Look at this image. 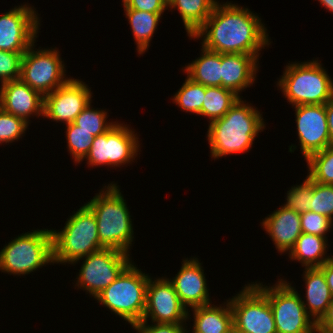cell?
Here are the masks:
<instances>
[{
	"instance_id": "obj_34",
	"label": "cell",
	"mask_w": 333,
	"mask_h": 333,
	"mask_svg": "<svg viewBox=\"0 0 333 333\" xmlns=\"http://www.w3.org/2000/svg\"><path fill=\"white\" fill-rule=\"evenodd\" d=\"M310 211L327 216L333 221V185L313 181Z\"/></svg>"
},
{
	"instance_id": "obj_32",
	"label": "cell",
	"mask_w": 333,
	"mask_h": 333,
	"mask_svg": "<svg viewBox=\"0 0 333 333\" xmlns=\"http://www.w3.org/2000/svg\"><path fill=\"white\" fill-rule=\"evenodd\" d=\"M285 207L299 214L310 211L311 200H313V180L307 175L306 179L299 185L292 186L286 193Z\"/></svg>"
},
{
	"instance_id": "obj_30",
	"label": "cell",
	"mask_w": 333,
	"mask_h": 333,
	"mask_svg": "<svg viewBox=\"0 0 333 333\" xmlns=\"http://www.w3.org/2000/svg\"><path fill=\"white\" fill-rule=\"evenodd\" d=\"M92 101L83 109V111L75 118L74 124L79 129L90 132L94 137L107 132L116 121L107 122L108 111L100 108H93Z\"/></svg>"
},
{
	"instance_id": "obj_41",
	"label": "cell",
	"mask_w": 333,
	"mask_h": 333,
	"mask_svg": "<svg viewBox=\"0 0 333 333\" xmlns=\"http://www.w3.org/2000/svg\"><path fill=\"white\" fill-rule=\"evenodd\" d=\"M325 276L326 283L330 288V292L333 296V257L326 261L321 267H319Z\"/></svg>"
},
{
	"instance_id": "obj_9",
	"label": "cell",
	"mask_w": 333,
	"mask_h": 333,
	"mask_svg": "<svg viewBox=\"0 0 333 333\" xmlns=\"http://www.w3.org/2000/svg\"><path fill=\"white\" fill-rule=\"evenodd\" d=\"M35 45L33 43L22 57L20 79L45 96L71 77L66 75V66L58 48L35 49Z\"/></svg>"
},
{
	"instance_id": "obj_20",
	"label": "cell",
	"mask_w": 333,
	"mask_h": 333,
	"mask_svg": "<svg viewBox=\"0 0 333 333\" xmlns=\"http://www.w3.org/2000/svg\"><path fill=\"white\" fill-rule=\"evenodd\" d=\"M118 122L107 131L108 166L111 168L124 167L134 162L141 152L140 141L136 131ZM132 161V162H131ZM124 165V166H123Z\"/></svg>"
},
{
	"instance_id": "obj_29",
	"label": "cell",
	"mask_w": 333,
	"mask_h": 333,
	"mask_svg": "<svg viewBox=\"0 0 333 333\" xmlns=\"http://www.w3.org/2000/svg\"><path fill=\"white\" fill-rule=\"evenodd\" d=\"M306 162L307 175L313 181L333 185V145L312 154Z\"/></svg>"
},
{
	"instance_id": "obj_15",
	"label": "cell",
	"mask_w": 333,
	"mask_h": 333,
	"mask_svg": "<svg viewBox=\"0 0 333 333\" xmlns=\"http://www.w3.org/2000/svg\"><path fill=\"white\" fill-rule=\"evenodd\" d=\"M294 109L298 145L307 160L312 154L331 145L325 104L297 105Z\"/></svg>"
},
{
	"instance_id": "obj_44",
	"label": "cell",
	"mask_w": 333,
	"mask_h": 333,
	"mask_svg": "<svg viewBox=\"0 0 333 333\" xmlns=\"http://www.w3.org/2000/svg\"><path fill=\"white\" fill-rule=\"evenodd\" d=\"M231 333H247V332L242 331V330L236 328V327L233 325V327H232V329H231Z\"/></svg>"
},
{
	"instance_id": "obj_3",
	"label": "cell",
	"mask_w": 333,
	"mask_h": 333,
	"mask_svg": "<svg viewBox=\"0 0 333 333\" xmlns=\"http://www.w3.org/2000/svg\"><path fill=\"white\" fill-rule=\"evenodd\" d=\"M119 185L111 182L85 203L94 213L100 243L129 254L134 241L133 223Z\"/></svg>"
},
{
	"instance_id": "obj_5",
	"label": "cell",
	"mask_w": 333,
	"mask_h": 333,
	"mask_svg": "<svg viewBox=\"0 0 333 333\" xmlns=\"http://www.w3.org/2000/svg\"><path fill=\"white\" fill-rule=\"evenodd\" d=\"M51 232L55 264L72 265L77 260L105 248L99 241L95 215L86 204L67 218L61 231L51 229Z\"/></svg>"
},
{
	"instance_id": "obj_37",
	"label": "cell",
	"mask_w": 333,
	"mask_h": 333,
	"mask_svg": "<svg viewBox=\"0 0 333 333\" xmlns=\"http://www.w3.org/2000/svg\"><path fill=\"white\" fill-rule=\"evenodd\" d=\"M84 159L88 167H108L107 132L94 137L92 146L90 147V150Z\"/></svg>"
},
{
	"instance_id": "obj_38",
	"label": "cell",
	"mask_w": 333,
	"mask_h": 333,
	"mask_svg": "<svg viewBox=\"0 0 333 333\" xmlns=\"http://www.w3.org/2000/svg\"><path fill=\"white\" fill-rule=\"evenodd\" d=\"M187 324L177 323H154L148 324L146 321H141L131 324L132 328L137 333H187Z\"/></svg>"
},
{
	"instance_id": "obj_26",
	"label": "cell",
	"mask_w": 333,
	"mask_h": 333,
	"mask_svg": "<svg viewBox=\"0 0 333 333\" xmlns=\"http://www.w3.org/2000/svg\"><path fill=\"white\" fill-rule=\"evenodd\" d=\"M125 17L132 29L137 52L143 55L149 48L163 13H151L134 9H124Z\"/></svg>"
},
{
	"instance_id": "obj_11",
	"label": "cell",
	"mask_w": 333,
	"mask_h": 333,
	"mask_svg": "<svg viewBox=\"0 0 333 333\" xmlns=\"http://www.w3.org/2000/svg\"><path fill=\"white\" fill-rule=\"evenodd\" d=\"M229 302L236 328L247 333H277L268 298L253 282L245 284Z\"/></svg>"
},
{
	"instance_id": "obj_33",
	"label": "cell",
	"mask_w": 333,
	"mask_h": 333,
	"mask_svg": "<svg viewBox=\"0 0 333 333\" xmlns=\"http://www.w3.org/2000/svg\"><path fill=\"white\" fill-rule=\"evenodd\" d=\"M29 124L0 108V145L13 143L24 136Z\"/></svg>"
},
{
	"instance_id": "obj_42",
	"label": "cell",
	"mask_w": 333,
	"mask_h": 333,
	"mask_svg": "<svg viewBox=\"0 0 333 333\" xmlns=\"http://www.w3.org/2000/svg\"><path fill=\"white\" fill-rule=\"evenodd\" d=\"M325 111L327 114L330 143L333 145V98L325 104Z\"/></svg>"
},
{
	"instance_id": "obj_17",
	"label": "cell",
	"mask_w": 333,
	"mask_h": 333,
	"mask_svg": "<svg viewBox=\"0 0 333 333\" xmlns=\"http://www.w3.org/2000/svg\"><path fill=\"white\" fill-rule=\"evenodd\" d=\"M44 96L21 79L0 85V108L30 124V117H43Z\"/></svg>"
},
{
	"instance_id": "obj_13",
	"label": "cell",
	"mask_w": 333,
	"mask_h": 333,
	"mask_svg": "<svg viewBox=\"0 0 333 333\" xmlns=\"http://www.w3.org/2000/svg\"><path fill=\"white\" fill-rule=\"evenodd\" d=\"M91 88L81 79L70 78L64 85L44 96L43 117L56 123H73L92 101Z\"/></svg>"
},
{
	"instance_id": "obj_16",
	"label": "cell",
	"mask_w": 333,
	"mask_h": 333,
	"mask_svg": "<svg viewBox=\"0 0 333 333\" xmlns=\"http://www.w3.org/2000/svg\"><path fill=\"white\" fill-rule=\"evenodd\" d=\"M182 260L180 270L175 277L169 279L181 303L189 312L191 308L211 304L209 287L207 286L202 263L199 262L197 257Z\"/></svg>"
},
{
	"instance_id": "obj_8",
	"label": "cell",
	"mask_w": 333,
	"mask_h": 333,
	"mask_svg": "<svg viewBox=\"0 0 333 333\" xmlns=\"http://www.w3.org/2000/svg\"><path fill=\"white\" fill-rule=\"evenodd\" d=\"M253 284L268 298L277 333H317L316 322L306 312L301 293L281 277L272 285Z\"/></svg>"
},
{
	"instance_id": "obj_39",
	"label": "cell",
	"mask_w": 333,
	"mask_h": 333,
	"mask_svg": "<svg viewBox=\"0 0 333 333\" xmlns=\"http://www.w3.org/2000/svg\"><path fill=\"white\" fill-rule=\"evenodd\" d=\"M124 9H134L151 13H164L168 0H122Z\"/></svg>"
},
{
	"instance_id": "obj_10",
	"label": "cell",
	"mask_w": 333,
	"mask_h": 333,
	"mask_svg": "<svg viewBox=\"0 0 333 333\" xmlns=\"http://www.w3.org/2000/svg\"><path fill=\"white\" fill-rule=\"evenodd\" d=\"M130 254L114 248H103L73 263L83 264L76 277V288L86 291L94 299L132 262Z\"/></svg>"
},
{
	"instance_id": "obj_14",
	"label": "cell",
	"mask_w": 333,
	"mask_h": 333,
	"mask_svg": "<svg viewBox=\"0 0 333 333\" xmlns=\"http://www.w3.org/2000/svg\"><path fill=\"white\" fill-rule=\"evenodd\" d=\"M149 320H151L149 323L187 324L188 310L181 303L172 282L167 277L149 278L146 309L142 321Z\"/></svg>"
},
{
	"instance_id": "obj_12",
	"label": "cell",
	"mask_w": 333,
	"mask_h": 333,
	"mask_svg": "<svg viewBox=\"0 0 333 333\" xmlns=\"http://www.w3.org/2000/svg\"><path fill=\"white\" fill-rule=\"evenodd\" d=\"M34 6L21 4L0 16V50L25 53L36 43L40 18Z\"/></svg>"
},
{
	"instance_id": "obj_2",
	"label": "cell",
	"mask_w": 333,
	"mask_h": 333,
	"mask_svg": "<svg viewBox=\"0 0 333 333\" xmlns=\"http://www.w3.org/2000/svg\"><path fill=\"white\" fill-rule=\"evenodd\" d=\"M265 128L260 110L240 97L222 118L209 123L207 140L211 158L249 152Z\"/></svg>"
},
{
	"instance_id": "obj_25",
	"label": "cell",
	"mask_w": 333,
	"mask_h": 333,
	"mask_svg": "<svg viewBox=\"0 0 333 333\" xmlns=\"http://www.w3.org/2000/svg\"><path fill=\"white\" fill-rule=\"evenodd\" d=\"M218 0H168V9L178 11L188 36L205 23Z\"/></svg>"
},
{
	"instance_id": "obj_31",
	"label": "cell",
	"mask_w": 333,
	"mask_h": 333,
	"mask_svg": "<svg viewBox=\"0 0 333 333\" xmlns=\"http://www.w3.org/2000/svg\"><path fill=\"white\" fill-rule=\"evenodd\" d=\"M65 129L67 140L66 148L71 154L70 156L74 159V163L79 165L88 154L94 136L90 132L79 129L74 123L67 124Z\"/></svg>"
},
{
	"instance_id": "obj_18",
	"label": "cell",
	"mask_w": 333,
	"mask_h": 333,
	"mask_svg": "<svg viewBox=\"0 0 333 333\" xmlns=\"http://www.w3.org/2000/svg\"><path fill=\"white\" fill-rule=\"evenodd\" d=\"M260 223L280 255L285 252L288 254L302 234L300 214L284 205L267 215Z\"/></svg>"
},
{
	"instance_id": "obj_27",
	"label": "cell",
	"mask_w": 333,
	"mask_h": 333,
	"mask_svg": "<svg viewBox=\"0 0 333 333\" xmlns=\"http://www.w3.org/2000/svg\"><path fill=\"white\" fill-rule=\"evenodd\" d=\"M240 99L232 90L220 87H206L202 104V116L208 118L209 123L222 118L229 109Z\"/></svg>"
},
{
	"instance_id": "obj_43",
	"label": "cell",
	"mask_w": 333,
	"mask_h": 333,
	"mask_svg": "<svg viewBox=\"0 0 333 333\" xmlns=\"http://www.w3.org/2000/svg\"><path fill=\"white\" fill-rule=\"evenodd\" d=\"M322 6H324L328 12L333 14V0H317Z\"/></svg>"
},
{
	"instance_id": "obj_6",
	"label": "cell",
	"mask_w": 333,
	"mask_h": 333,
	"mask_svg": "<svg viewBox=\"0 0 333 333\" xmlns=\"http://www.w3.org/2000/svg\"><path fill=\"white\" fill-rule=\"evenodd\" d=\"M149 278V273L142 272L131 262L95 299L130 325L141 322L146 309Z\"/></svg>"
},
{
	"instance_id": "obj_1",
	"label": "cell",
	"mask_w": 333,
	"mask_h": 333,
	"mask_svg": "<svg viewBox=\"0 0 333 333\" xmlns=\"http://www.w3.org/2000/svg\"><path fill=\"white\" fill-rule=\"evenodd\" d=\"M261 21L249 8L218 1L205 23L189 38H202V46L214 52L244 53L259 60L260 51L271 44Z\"/></svg>"
},
{
	"instance_id": "obj_24",
	"label": "cell",
	"mask_w": 333,
	"mask_h": 333,
	"mask_svg": "<svg viewBox=\"0 0 333 333\" xmlns=\"http://www.w3.org/2000/svg\"><path fill=\"white\" fill-rule=\"evenodd\" d=\"M200 57L182 68L192 81L206 87L221 86V53L201 46Z\"/></svg>"
},
{
	"instance_id": "obj_21",
	"label": "cell",
	"mask_w": 333,
	"mask_h": 333,
	"mask_svg": "<svg viewBox=\"0 0 333 333\" xmlns=\"http://www.w3.org/2000/svg\"><path fill=\"white\" fill-rule=\"evenodd\" d=\"M222 304L217 306L211 303L191 308L192 313L188 311V320L192 319L190 314H193V326L192 330L187 329V333H231L233 313L229 299L223 306Z\"/></svg>"
},
{
	"instance_id": "obj_28",
	"label": "cell",
	"mask_w": 333,
	"mask_h": 333,
	"mask_svg": "<svg viewBox=\"0 0 333 333\" xmlns=\"http://www.w3.org/2000/svg\"><path fill=\"white\" fill-rule=\"evenodd\" d=\"M206 86L195 83L186 77L181 88L173 95L175 103L183 112L202 116V104L205 98Z\"/></svg>"
},
{
	"instance_id": "obj_22",
	"label": "cell",
	"mask_w": 333,
	"mask_h": 333,
	"mask_svg": "<svg viewBox=\"0 0 333 333\" xmlns=\"http://www.w3.org/2000/svg\"><path fill=\"white\" fill-rule=\"evenodd\" d=\"M303 281L305 282V300L302 303L306 312L317 322L326 312L333 300L324 272L319 267L304 268Z\"/></svg>"
},
{
	"instance_id": "obj_40",
	"label": "cell",
	"mask_w": 333,
	"mask_h": 333,
	"mask_svg": "<svg viewBox=\"0 0 333 333\" xmlns=\"http://www.w3.org/2000/svg\"><path fill=\"white\" fill-rule=\"evenodd\" d=\"M317 333H332L333 332V300L327 307L326 312L316 322Z\"/></svg>"
},
{
	"instance_id": "obj_4",
	"label": "cell",
	"mask_w": 333,
	"mask_h": 333,
	"mask_svg": "<svg viewBox=\"0 0 333 333\" xmlns=\"http://www.w3.org/2000/svg\"><path fill=\"white\" fill-rule=\"evenodd\" d=\"M324 68L318 59L288 63L276 86L292 107L326 104L333 98V79Z\"/></svg>"
},
{
	"instance_id": "obj_23",
	"label": "cell",
	"mask_w": 333,
	"mask_h": 333,
	"mask_svg": "<svg viewBox=\"0 0 333 333\" xmlns=\"http://www.w3.org/2000/svg\"><path fill=\"white\" fill-rule=\"evenodd\" d=\"M328 238L302 233L295 246L288 253L289 259L297 261L305 268L321 267L333 255H327Z\"/></svg>"
},
{
	"instance_id": "obj_7",
	"label": "cell",
	"mask_w": 333,
	"mask_h": 333,
	"mask_svg": "<svg viewBox=\"0 0 333 333\" xmlns=\"http://www.w3.org/2000/svg\"><path fill=\"white\" fill-rule=\"evenodd\" d=\"M0 251V271L21 276L54 265L51 229L31 230L14 237Z\"/></svg>"
},
{
	"instance_id": "obj_36",
	"label": "cell",
	"mask_w": 333,
	"mask_h": 333,
	"mask_svg": "<svg viewBox=\"0 0 333 333\" xmlns=\"http://www.w3.org/2000/svg\"><path fill=\"white\" fill-rule=\"evenodd\" d=\"M24 54L0 50V84L20 79Z\"/></svg>"
},
{
	"instance_id": "obj_35",
	"label": "cell",
	"mask_w": 333,
	"mask_h": 333,
	"mask_svg": "<svg viewBox=\"0 0 333 333\" xmlns=\"http://www.w3.org/2000/svg\"><path fill=\"white\" fill-rule=\"evenodd\" d=\"M302 233L327 238L326 233L333 227V221L327 216L312 211L300 214Z\"/></svg>"
},
{
	"instance_id": "obj_19",
	"label": "cell",
	"mask_w": 333,
	"mask_h": 333,
	"mask_svg": "<svg viewBox=\"0 0 333 333\" xmlns=\"http://www.w3.org/2000/svg\"><path fill=\"white\" fill-rule=\"evenodd\" d=\"M259 60L244 53L221 54V86L240 97L241 92L253 86L259 70Z\"/></svg>"
}]
</instances>
